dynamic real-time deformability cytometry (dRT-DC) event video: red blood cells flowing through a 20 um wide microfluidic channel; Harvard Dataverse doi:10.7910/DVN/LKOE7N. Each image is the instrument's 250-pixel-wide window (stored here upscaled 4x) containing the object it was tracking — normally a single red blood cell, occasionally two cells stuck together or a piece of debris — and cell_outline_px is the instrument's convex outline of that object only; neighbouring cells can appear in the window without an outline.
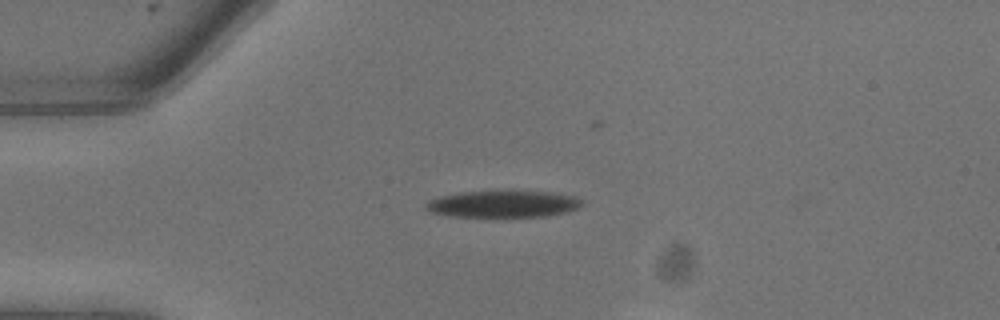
{"species": "common noctule bat (a hibernating species)", "species_latin": "Nyctalus noctula", "temperature_condition": "warm", "stored_images_in_passage": 4, "camera_frame_rate_fps": 3000, "um_per_image_px": 0.085, "animal": {"sex": "male", "body_mass_g": 13.3}, "frame": {"image": 1, "passage_image": 1, "time_ms": 0.0, "image_size_px": [1000, 320], "cell_outline_px": [[584, 204], [580, 208], [568, 212], [548, 216], [448, 216], [428, 212], [424, 208], [424, 204], [428, 200], [440, 196], [460, 192], [512, 188], [552, 192], [576, 196], [584, 200]], "centroid_in_image_um": [42.81, 17.29], "position_along_channel_um": 42.2, "area_um2": 25.72}}
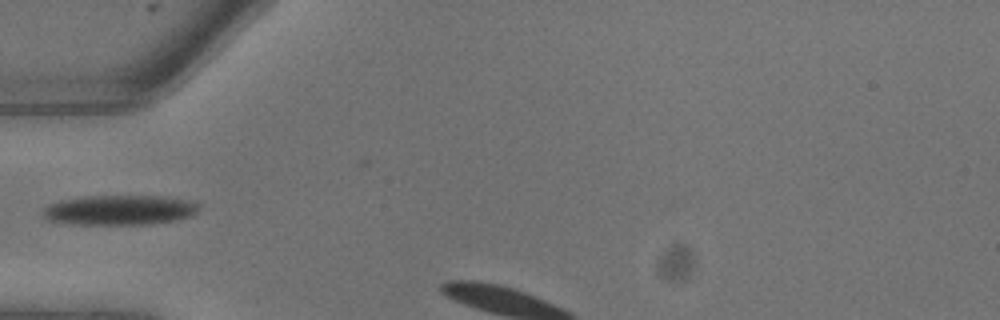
{"frame": {"image": 2, "passage_image": 3, "time_ms": 0.667, "image_size_px": [1000, 320], "cell_outline_px": [[200, 208], [192, 216], [176, 220], [152, 224], [72, 224], [48, 220], [40, 212], [44, 208], [60, 200], [88, 196], [168, 196], [188, 200], [200, 204]], "centroid_in_image_um": [10.21, 17.85], "position_along_channel_um": 74.8, "area_um2": 27.28}}